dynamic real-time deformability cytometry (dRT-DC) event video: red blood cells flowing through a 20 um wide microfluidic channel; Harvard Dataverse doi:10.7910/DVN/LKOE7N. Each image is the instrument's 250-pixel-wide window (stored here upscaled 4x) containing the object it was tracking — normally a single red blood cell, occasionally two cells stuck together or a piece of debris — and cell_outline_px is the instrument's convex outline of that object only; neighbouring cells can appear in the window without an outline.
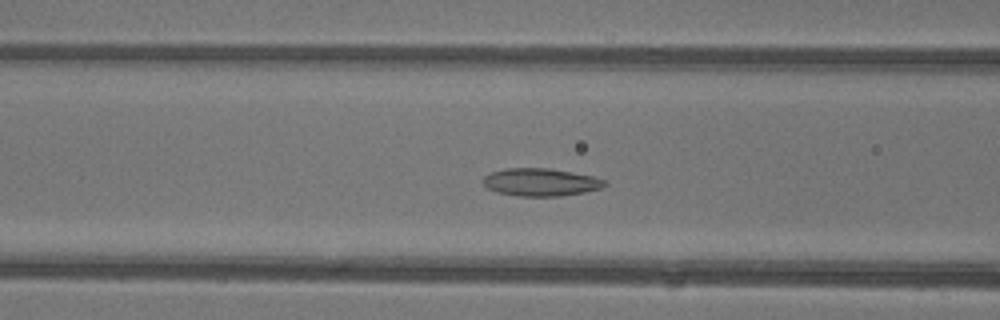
{"species": "common noctule bat (a hibernating species)", "species_latin": "Nyctalus noctula", "temperature_condition": "warm", "stored_images_in_passage": 43, "camera_frame_rate_fps": 3000, "um_per_image_px": 0.085, "animal": {"sex": "female"}, "frame": {"image": 1, "passage_image": 15, "time_ms": 4.667, "image_size_px": [1000, 320], "cell_outline_px": [[608, 184], [600, 188], [584, 192], [560, 196], [516, 196], [496, 192], [488, 188], [484, 184], [484, 176], [492, 172], [504, 168], [548, 168], [572, 172], [592, 176], [608, 180]], "centroid_in_image_um": [45.98, 15.48], "position_along_channel_um": 120.6, "area_um2": 19.65}}
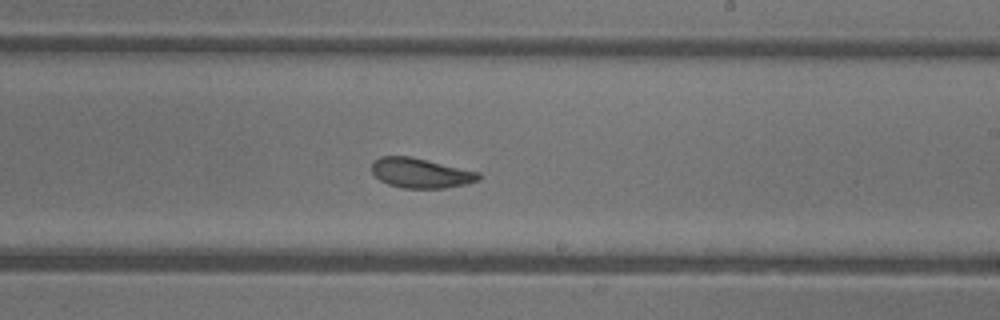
{"frame": {"image": 2, "passage_image": 24, "time_ms": 7.667, "image_size_px": [1000, 320], "cell_outline_px": [[480, 180], [464, 184], [444, 188], [404, 188], [388, 184], [380, 180], [372, 172], [372, 160], [380, 156], [408, 156], [480, 172]], "centroid_in_image_um": [35.73, 14.7], "position_along_channel_um": 253.3, "area_um2": 18.44}}
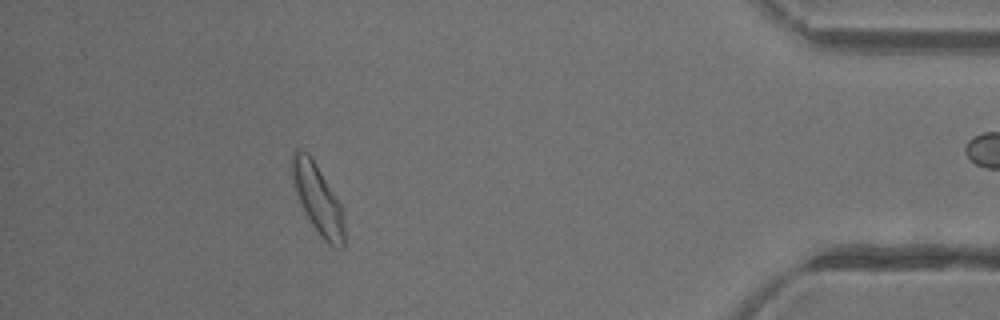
{"frame": {"image": 3, "passage_image": 38, "time_ms": 12.333, "image_size_px": [1000, 320], "cell_outline_px": [[344, 248], [336, 248], [328, 244], [316, 232], [296, 192], [292, 180], [292, 152], [296, 148], [308, 152], [316, 164], [340, 204], [344, 216]], "centroid_in_image_um": [27.02, 16.93], "position_along_channel_um": 408.2, "area_um2": 20.75}, "authors_computed_cell_mechanics": {"area_um2": 19.941, "velocity_mm_per_s": 4.4325, "shape_relaxation_time_tau1_ms": 5.0557, "shape_relaxation_time_tau2_ms": 1.9671, "deformation_change_tau1": 0.1178, "deformation_change_tau2": 0.0852}}